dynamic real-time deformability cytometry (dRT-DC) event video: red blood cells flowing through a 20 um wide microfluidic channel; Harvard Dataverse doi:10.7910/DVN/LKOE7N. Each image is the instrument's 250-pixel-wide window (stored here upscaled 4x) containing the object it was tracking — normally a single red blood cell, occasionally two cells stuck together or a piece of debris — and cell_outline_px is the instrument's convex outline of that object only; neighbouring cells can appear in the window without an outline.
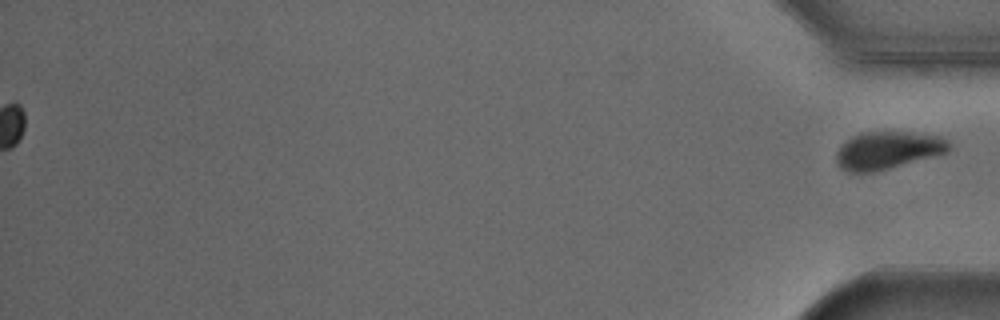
{"species": "Egyptian fruit bat (a non-hibernating species)", "species_latin": "Rousettus aegyptiacus", "temperature_condition": "cold", "stored_images_in_passage": 56, "segment_of_instrument_passage": [2, 2], "camera_frame_rate_fps": 3000, "um_per_image_px": 0.085, "animal": {"sex": "male"}, "frame": {"image": 1, "passage_image": 56, "time_ms": 18.333, "image_size_px": [1000, 320], "cell_outline_px": [[952, 148], [948, 152], [888, 168], [872, 172], [844, 172], [836, 164], [836, 152], [840, 144], [852, 136], [860, 132], [908, 132], [948, 136], [952, 144]], "centroid_in_image_um": [75.48, 12.75], "position_along_channel_um": 359.7, "area_um2": 25.14}}